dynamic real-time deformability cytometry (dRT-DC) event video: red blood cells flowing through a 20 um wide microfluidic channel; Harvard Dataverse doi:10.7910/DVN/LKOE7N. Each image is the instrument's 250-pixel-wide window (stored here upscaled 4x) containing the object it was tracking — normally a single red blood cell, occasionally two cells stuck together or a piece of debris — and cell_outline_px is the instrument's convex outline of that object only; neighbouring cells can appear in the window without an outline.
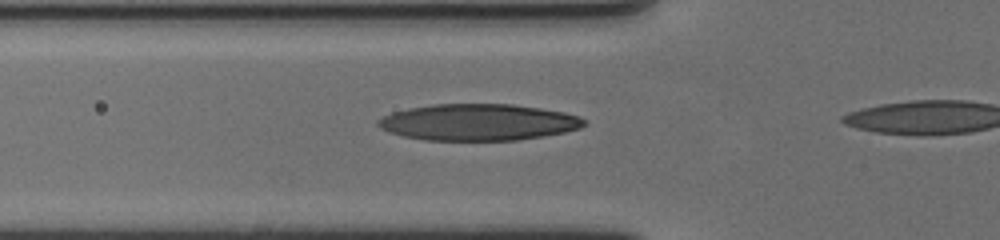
{"species": "human", "species_latin": "Homo sapiens", "temperature_condition": "cold", "stored_images_in_passage": 4, "camera_frame_rate_fps": 3000, "um_per_image_px": 0.085, "donor": {"sex": "female"}, "frame": {"image": 1, "passage_image": 2, "time_ms": 0.333, "image_size_px": [1000, 240], "cell_outline_px": [[584, 124], [580, 128], [564, 132], [544, 136], [516, 140], [424, 140], [404, 136], [388, 132], [380, 128], [376, 124], [376, 120], [392, 112], [408, 108], [432, 104], [512, 104], [540, 108], [564, 112], [580, 116], [584, 120]], "centroid_in_image_um": [40.62, 10.39], "position_along_channel_um": 85.2, "area_um2": 43.87}}